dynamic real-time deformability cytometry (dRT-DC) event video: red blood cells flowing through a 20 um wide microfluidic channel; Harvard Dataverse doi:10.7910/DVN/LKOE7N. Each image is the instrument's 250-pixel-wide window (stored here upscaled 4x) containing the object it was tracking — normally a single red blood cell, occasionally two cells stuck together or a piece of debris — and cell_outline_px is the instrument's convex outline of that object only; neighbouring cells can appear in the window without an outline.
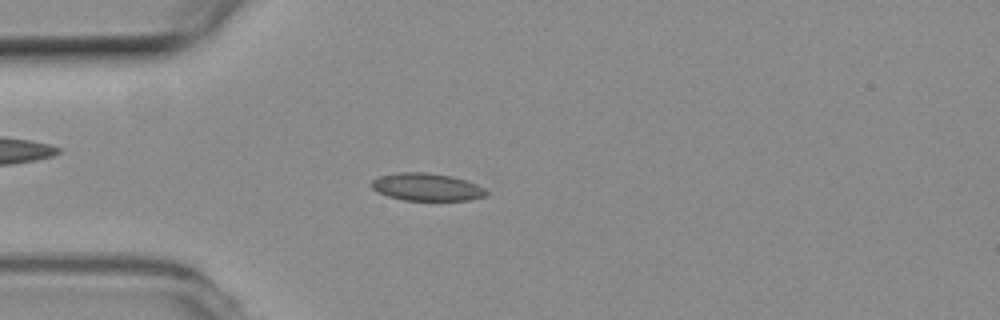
{"species": "common noctule bat (a hibernating species)", "species_latin": "Nyctalus noctula", "temperature_condition": "room temperature", "stored_images_in_passage": 4, "camera_frame_rate_fps": 3000, "um_per_image_px": 0.085, "animal": {"sex": "female", "body_mass_g": 19.3, "forearm_length_mm": 54.1}, "frame": {"image": 1, "passage_image": 4, "time_ms": 1.0, "image_size_px": [1000, 320], "cell_outline_px": [[488, 196], [472, 200], [404, 200], [388, 196], [372, 188], [368, 184], [372, 180], [380, 176], [396, 172], [424, 172], [452, 176], [476, 184], [484, 188], [488, 192]], "centroid_in_image_um": [36.28, 15.89], "position_along_channel_um": 48.7, "area_um2": 18.5}}